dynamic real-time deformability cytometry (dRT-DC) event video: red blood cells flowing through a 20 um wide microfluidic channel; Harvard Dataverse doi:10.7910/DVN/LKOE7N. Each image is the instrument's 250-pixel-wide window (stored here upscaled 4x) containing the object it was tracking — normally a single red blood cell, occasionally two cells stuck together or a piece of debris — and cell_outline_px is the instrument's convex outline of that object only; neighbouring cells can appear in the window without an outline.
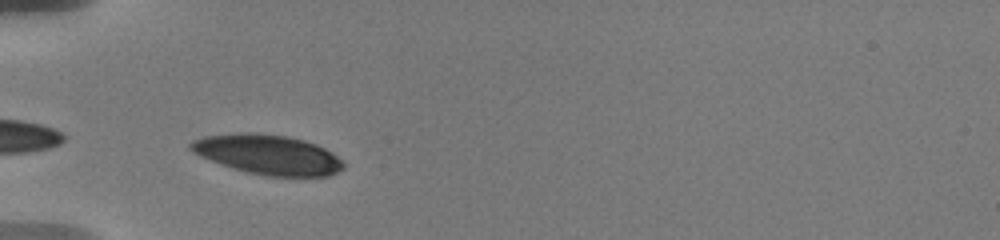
{"species": "human", "species_latin": "Homo sapiens", "temperature_condition": "warm", "stored_images_in_passage": 21, "camera_frame_rate_fps": 3000, "um_per_image_px": 0.085, "donor": {"sex": "male"}, "frame": {"image": 1, "passage_image": 2, "time_ms": 0.333, "image_size_px": [1000, 240], "cell_outline_px": [[344, 168], [328, 176], [268, 176], [248, 172], [220, 164], [192, 152], [188, 148], [188, 144], [192, 140], [204, 136], [240, 132], [248, 132], [288, 136], [304, 140], [316, 144], [332, 152], [344, 164]], "centroid_in_image_um": [22.74, 13.12], "position_along_channel_um": 62.3, "area_um2": 35.26}}
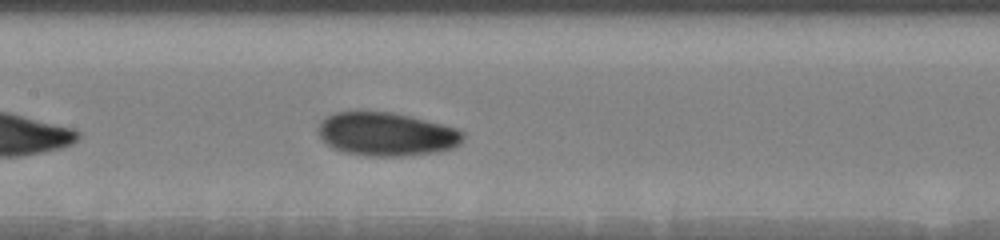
{"frame": {"image": 2, "passage_image": 12, "time_ms": 3.667, "image_size_px": [1000, 240], "cell_outline_px": [[464, 140], [460, 144], [452, 148], [436, 152], [404, 156], [364, 156], [344, 152], [332, 148], [316, 132], [320, 120], [336, 112], [392, 112], [456, 128], [464, 132]], "centroid_in_image_um": [32.83, 11.42], "position_along_channel_um": 174.6, "area_um2": 36.65}}
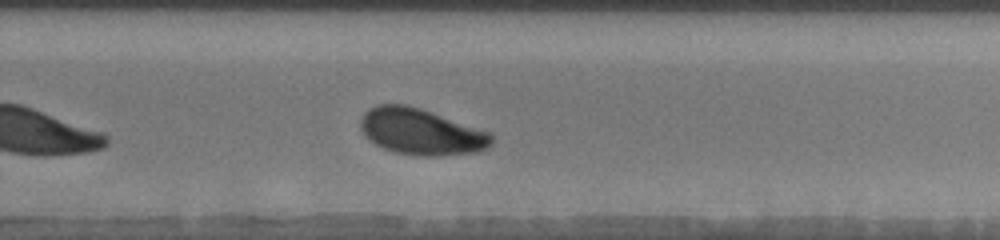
{"frame": {"image": 3, "passage_image": 21, "time_ms": 7.0, "image_size_px": [1000, 240], "cell_outline_px": [[492, 144], [488, 148], [476, 152], [440, 156], [424, 156], [396, 152], [384, 148], [368, 140], [364, 136], [360, 128], [360, 120], [364, 112], [376, 104], [408, 104], [432, 112], [488, 132], [492, 136]], "centroid_in_image_um": [35.75, 11.19], "position_along_channel_um": 294.1, "area_um2": 35.2}}